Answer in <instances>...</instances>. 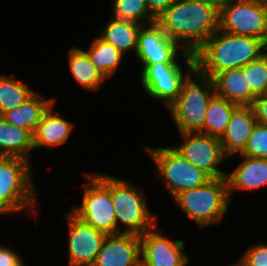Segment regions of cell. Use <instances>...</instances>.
<instances>
[{
	"instance_id": "83f0119b",
	"label": "cell",
	"mask_w": 267,
	"mask_h": 266,
	"mask_svg": "<svg viewBox=\"0 0 267 266\" xmlns=\"http://www.w3.org/2000/svg\"><path fill=\"white\" fill-rule=\"evenodd\" d=\"M247 84L256 95H264L267 91V53L259 59L242 67Z\"/></svg>"
},
{
	"instance_id": "4316f807",
	"label": "cell",
	"mask_w": 267,
	"mask_h": 266,
	"mask_svg": "<svg viewBox=\"0 0 267 266\" xmlns=\"http://www.w3.org/2000/svg\"><path fill=\"white\" fill-rule=\"evenodd\" d=\"M112 7L117 19L129 20L141 25L156 22V18L150 13L146 0H113Z\"/></svg>"
},
{
	"instance_id": "7a4b0ae2",
	"label": "cell",
	"mask_w": 267,
	"mask_h": 266,
	"mask_svg": "<svg viewBox=\"0 0 267 266\" xmlns=\"http://www.w3.org/2000/svg\"><path fill=\"white\" fill-rule=\"evenodd\" d=\"M265 51L263 40L218 29L194 53L195 70L212 79L222 71L244 67L259 59Z\"/></svg>"
},
{
	"instance_id": "603a6c76",
	"label": "cell",
	"mask_w": 267,
	"mask_h": 266,
	"mask_svg": "<svg viewBox=\"0 0 267 266\" xmlns=\"http://www.w3.org/2000/svg\"><path fill=\"white\" fill-rule=\"evenodd\" d=\"M69 67L77 83L87 90L97 91L101 83L107 78L96 69L90 62L87 53L78 48L72 47L68 52Z\"/></svg>"
},
{
	"instance_id": "e575fe53",
	"label": "cell",
	"mask_w": 267,
	"mask_h": 266,
	"mask_svg": "<svg viewBox=\"0 0 267 266\" xmlns=\"http://www.w3.org/2000/svg\"><path fill=\"white\" fill-rule=\"evenodd\" d=\"M12 214L1 202H0V215Z\"/></svg>"
},
{
	"instance_id": "d6986e66",
	"label": "cell",
	"mask_w": 267,
	"mask_h": 266,
	"mask_svg": "<svg viewBox=\"0 0 267 266\" xmlns=\"http://www.w3.org/2000/svg\"><path fill=\"white\" fill-rule=\"evenodd\" d=\"M73 126L71 122L53 112L52 104L42 116L33 134L34 149L63 145L69 139Z\"/></svg>"
},
{
	"instance_id": "52a82bcc",
	"label": "cell",
	"mask_w": 267,
	"mask_h": 266,
	"mask_svg": "<svg viewBox=\"0 0 267 266\" xmlns=\"http://www.w3.org/2000/svg\"><path fill=\"white\" fill-rule=\"evenodd\" d=\"M87 178L81 206L75 207L71 212L106 235L116 234L117 223L111 198V176L95 172L87 174Z\"/></svg>"
},
{
	"instance_id": "277c9868",
	"label": "cell",
	"mask_w": 267,
	"mask_h": 266,
	"mask_svg": "<svg viewBox=\"0 0 267 266\" xmlns=\"http://www.w3.org/2000/svg\"><path fill=\"white\" fill-rule=\"evenodd\" d=\"M174 201L200 228L218 224L229 209L226 178L211 179L203 186L183 191Z\"/></svg>"
},
{
	"instance_id": "cb8c5ba5",
	"label": "cell",
	"mask_w": 267,
	"mask_h": 266,
	"mask_svg": "<svg viewBox=\"0 0 267 266\" xmlns=\"http://www.w3.org/2000/svg\"><path fill=\"white\" fill-rule=\"evenodd\" d=\"M237 107L236 104L215 94L209 101L202 133L220 139Z\"/></svg>"
},
{
	"instance_id": "ac0fdd59",
	"label": "cell",
	"mask_w": 267,
	"mask_h": 266,
	"mask_svg": "<svg viewBox=\"0 0 267 266\" xmlns=\"http://www.w3.org/2000/svg\"><path fill=\"white\" fill-rule=\"evenodd\" d=\"M212 80L215 94L237 106H250L257 97L247 84L242 67L222 71Z\"/></svg>"
},
{
	"instance_id": "d590c367",
	"label": "cell",
	"mask_w": 267,
	"mask_h": 266,
	"mask_svg": "<svg viewBox=\"0 0 267 266\" xmlns=\"http://www.w3.org/2000/svg\"><path fill=\"white\" fill-rule=\"evenodd\" d=\"M229 266H248V265L240 258V261L238 263Z\"/></svg>"
},
{
	"instance_id": "5bb4252c",
	"label": "cell",
	"mask_w": 267,
	"mask_h": 266,
	"mask_svg": "<svg viewBox=\"0 0 267 266\" xmlns=\"http://www.w3.org/2000/svg\"><path fill=\"white\" fill-rule=\"evenodd\" d=\"M157 225L140 235L142 266H186L183 240H170L158 233Z\"/></svg>"
},
{
	"instance_id": "44dd1931",
	"label": "cell",
	"mask_w": 267,
	"mask_h": 266,
	"mask_svg": "<svg viewBox=\"0 0 267 266\" xmlns=\"http://www.w3.org/2000/svg\"><path fill=\"white\" fill-rule=\"evenodd\" d=\"M34 149L33 134L8 123L0 116V156L19 157L29 161V151Z\"/></svg>"
},
{
	"instance_id": "9a60e30c",
	"label": "cell",
	"mask_w": 267,
	"mask_h": 266,
	"mask_svg": "<svg viewBox=\"0 0 267 266\" xmlns=\"http://www.w3.org/2000/svg\"><path fill=\"white\" fill-rule=\"evenodd\" d=\"M140 235L120 232L105 237L93 266H140Z\"/></svg>"
},
{
	"instance_id": "9c48e42d",
	"label": "cell",
	"mask_w": 267,
	"mask_h": 266,
	"mask_svg": "<svg viewBox=\"0 0 267 266\" xmlns=\"http://www.w3.org/2000/svg\"><path fill=\"white\" fill-rule=\"evenodd\" d=\"M218 29L266 42L267 6L260 0H226L219 11Z\"/></svg>"
},
{
	"instance_id": "30bf717a",
	"label": "cell",
	"mask_w": 267,
	"mask_h": 266,
	"mask_svg": "<svg viewBox=\"0 0 267 266\" xmlns=\"http://www.w3.org/2000/svg\"><path fill=\"white\" fill-rule=\"evenodd\" d=\"M178 49L181 55L183 54L190 72L195 71L194 54L185 51L177 42L169 38L156 22L140 27L135 56L143 65L141 72L150 64L177 62Z\"/></svg>"
},
{
	"instance_id": "7c38bea8",
	"label": "cell",
	"mask_w": 267,
	"mask_h": 266,
	"mask_svg": "<svg viewBox=\"0 0 267 266\" xmlns=\"http://www.w3.org/2000/svg\"><path fill=\"white\" fill-rule=\"evenodd\" d=\"M66 216L69 228V266H93L107 235L88 225L71 211Z\"/></svg>"
},
{
	"instance_id": "8992f818",
	"label": "cell",
	"mask_w": 267,
	"mask_h": 266,
	"mask_svg": "<svg viewBox=\"0 0 267 266\" xmlns=\"http://www.w3.org/2000/svg\"><path fill=\"white\" fill-rule=\"evenodd\" d=\"M111 198L115 210L117 233L142 235L158 224L157 216L150 213L141 189L130 184L128 180L111 176ZM119 224H123L127 229L121 231Z\"/></svg>"
},
{
	"instance_id": "1f68e13d",
	"label": "cell",
	"mask_w": 267,
	"mask_h": 266,
	"mask_svg": "<svg viewBox=\"0 0 267 266\" xmlns=\"http://www.w3.org/2000/svg\"><path fill=\"white\" fill-rule=\"evenodd\" d=\"M21 256L10 248L0 246V266H24Z\"/></svg>"
},
{
	"instance_id": "836d02e7",
	"label": "cell",
	"mask_w": 267,
	"mask_h": 266,
	"mask_svg": "<svg viewBox=\"0 0 267 266\" xmlns=\"http://www.w3.org/2000/svg\"><path fill=\"white\" fill-rule=\"evenodd\" d=\"M192 1L201 2V3H204V4L210 5L213 8H215L218 12L220 11L222 6L226 2V0H192Z\"/></svg>"
},
{
	"instance_id": "e0dca14e",
	"label": "cell",
	"mask_w": 267,
	"mask_h": 266,
	"mask_svg": "<svg viewBox=\"0 0 267 266\" xmlns=\"http://www.w3.org/2000/svg\"><path fill=\"white\" fill-rule=\"evenodd\" d=\"M240 156L243 159L237 169L225 175L230 201L235 189L252 190L267 185V159Z\"/></svg>"
},
{
	"instance_id": "3957f363",
	"label": "cell",
	"mask_w": 267,
	"mask_h": 266,
	"mask_svg": "<svg viewBox=\"0 0 267 266\" xmlns=\"http://www.w3.org/2000/svg\"><path fill=\"white\" fill-rule=\"evenodd\" d=\"M192 74L196 80L190 74L183 82L178 97L168 106L179 133H202L209 101L215 95L211 78L197 70Z\"/></svg>"
},
{
	"instance_id": "8d00e7d4",
	"label": "cell",
	"mask_w": 267,
	"mask_h": 266,
	"mask_svg": "<svg viewBox=\"0 0 267 266\" xmlns=\"http://www.w3.org/2000/svg\"><path fill=\"white\" fill-rule=\"evenodd\" d=\"M267 6V0H260Z\"/></svg>"
},
{
	"instance_id": "4fadbf2b",
	"label": "cell",
	"mask_w": 267,
	"mask_h": 266,
	"mask_svg": "<svg viewBox=\"0 0 267 266\" xmlns=\"http://www.w3.org/2000/svg\"><path fill=\"white\" fill-rule=\"evenodd\" d=\"M190 74L184 75L178 62H163L150 64L140 76L145 92L164 101L168 107L178 97L183 82Z\"/></svg>"
},
{
	"instance_id": "d6a6232c",
	"label": "cell",
	"mask_w": 267,
	"mask_h": 266,
	"mask_svg": "<svg viewBox=\"0 0 267 266\" xmlns=\"http://www.w3.org/2000/svg\"><path fill=\"white\" fill-rule=\"evenodd\" d=\"M176 0H146L150 13L158 18L166 9H168Z\"/></svg>"
},
{
	"instance_id": "ffe728a7",
	"label": "cell",
	"mask_w": 267,
	"mask_h": 266,
	"mask_svg": "<svg viewBox=\"0 0 267 266\" xmlns=\"http://www.w3.org/2000/svg\"><path fill=\"white\" fill-rule=\"evenodd\" d=\"M55 99H44L40 94L34 93L24 103L10 111L2 117L10 124L30 131L34 134L37 124L48 108L54 104Z\"/></svg>"
},
{
	"instance_id": "4dcf8cb0",
	"label": "cell",
	"mask_w": 267,
	"mask_h": 266,
	"mask_svg": "<svg viewBox=\"0 0 267 266\" xmlns=\"http://www.w3.org/2000/svg\"><path fill=\"white\" fill-rule=\"evenodd\" d=\"M250 107L258 124L267 125V96H257Z\"/></svg>"
},
{
	"instance_id": "ba28073f",
	"label": "cell",
	"mask_w": 267,
	"mask_h": 266,
	"mask_svg": "<svg viewBox=\"0 0 267 266\" xmlns=\"http://www.w3.org/2000/svg\"><path fill=\"white\" fill-rule=\"evenodd\" d=\"M159 176L174 199L183 191L205 185L211 178L202 170L184 159L172 146L151 148L145 147Z\"/></svg>"
},
{
	"instance_id": "484cf974",
	"label": "cell",
	"mask_w": 267,
	"mask_h": 266,
	"mask_svg": "<svg viewBox=\"0 0 267 266\" xmlns=\"http://www.w3.org/2000/svg\"><path fill=\"white\" fill-rule=\"evenodd\" d=\"M34 93L25 83L11 76L0 75V116L17 108Z\"/></svg>"
},
{
	"instance_id": "5b68a950",
	"label": "cell",
	"mask_w": 267,
	"mask_h": 266,
	"mask_svg": "<svg viewBox=\"0 0 267 266\" xmlns=\"http://www.w3.org/2000/svg\"><path fill=\"white\" fill-rule=\"evenodd\" d=\"M30 170L28 160L0 156V202L12 214L36 211L37 194Z\"/></svg>"
},
{
	"instance_id": "74e56055",
	"label": "cell",
	"mask_w": 267,
	"mask_h": 266,
	"mask_svg": "<svg viewBox=\"0 0 267 266\" xmlns=\"http://www.w3.org/2000/svg\"><path fill=\"white\" fill-rule=\"evenodd\" d=\"M265 47H266V53H267V39H266V42H265Z\"/></svg>"
},
{
	"instance_id": "8fae6325",
	"label": "cell",
	"mask_w": 267,
	"mask_h": 266,
	"mask_svg": "<svg viewBox=\"0 0 267 266\" xmlns=\"http://www.w3.org/2000/svg\"><path fill=\"white\" fill-rule=\"evenodd\" d=\"M179 134L185 142L172 147L184 159L202 170L211 179L225 177L227 172L218 168L226 158L219 138L200 132Z\"/></svg>"
},
{
	"instance_id": "6da1fadb",
	"label": "cell",
	"mask_w": 267,
	"mask_h": 266,
	"mask_svg": "<svg viewBox=\"0 0 267 266\" xmlns=\"http://www.w3.org/2000/svg\"><path fill=\"white\" fill-rule=\"evenodd\" d=\"M219 12L210 5L192 0H176L156 23L169 38L194 54L218 30Z\"/></svg>"
},
{
	"instance_id": "f546056e",
	"label": "cell",
	"mask_w": 267,
	"mask_h": 266,
	"mask_svg": "<svg viewBox=\"0 0 267 266\" xmlns=\"http://www.w3.org/2000/svg\"><path fill=\"white\" fill-rule=\"evenodd\" d=\"M241 259L248 266H267V243L248 247Z\"/></svg>"
},
{
	"instance_id": "d4e9b609",
	"label": "cell",
	"mask_w": 267,
	"mask_h": 266,
	"mask_svg": "<svg viewBox=\"0 0 267 266\" xmlns=\"http://www.w3.org/2000/svg\"><path fill=\"white\" fill-rule=\"evenodd\" d=\"M85 51L90 62L100 71L107 79L111 77L118 67L124 54L110 43L105 42L100 37L95 38Z\"/></svg>"
},
{
	"instance_id": "f1b7e54d",
	"label": "cell",
	"mask_w": 267,
	"mask_h": 266,
	"mask_svg": "<svg viewBox=\"0 0 267 266\" xmlns=\"http://www.w3.org/2000/svg\"><path fill=\"white\" fill-rule=\"evenodd\" d=\"M240 155L267 159V125L256 124Z\"/></svg>"
},
{
	"instance_id": "2e32d148",
	"label": "cell",
	"mask_w": 267,
	"mask_h": 266,
	"mask_svg": "<svg viewBox=\"0 0 267 266\" xmlns=\"http://www.w3.org/2000/svg\"><path fill=\"white\" fill-rule=\"evenodd\" d=\"M257 124L250 106H238L231 114V119L220 138L226 157L244 151L253 128Z\"/></svg>"
},
{
	"instance_id": "7402d4cb",
	"label": "cell",
	"mask_w": 267,
	"mask_h": 266,
	"mask_svg": "<svg viewBox=\"0 0 267 266\" xmlns=\"http://www.w3.org/2000/svg\"><path fill=\"white\" fill-rule=\"evenodd\" d=\"M141 26V24L133 21L113 17L107 25L105 24L99 37L113 45L123 54L130 50H134L136 54L138 34Z\"/></svg>"
}]
</instances>
